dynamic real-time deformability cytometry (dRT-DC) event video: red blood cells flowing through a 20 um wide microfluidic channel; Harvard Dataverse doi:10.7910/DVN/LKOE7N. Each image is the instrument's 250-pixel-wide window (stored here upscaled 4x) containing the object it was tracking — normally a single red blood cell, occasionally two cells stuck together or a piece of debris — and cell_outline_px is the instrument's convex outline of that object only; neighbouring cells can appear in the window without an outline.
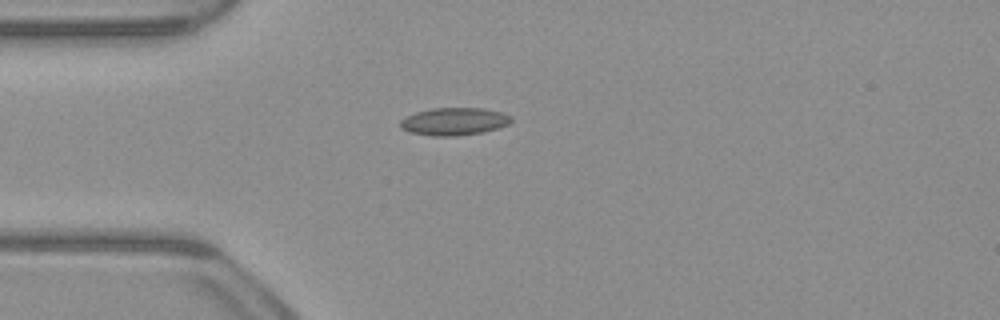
{"species": "common noctule bat (a hibernating species)", "species_latin": "Nyctalus noctula", "temperature_condition": "warm", "stored_images_in_passage": 39, "camera_frame_rate_fps": 3000, "um_per_image_px": 0.085, "animal": {"sex": "male", "body_mass_g": 23.1, "forearm_length_mm": 52.7}, "frame": {"image": 1, "passage_image": 1, "time_ms": 0.0, "image_size_px": [1000, 320], "cell_outline_px": [[512, 120], [508, 124], [484, 132], [456, 136], [432, 136], [408, 132], [400, 128], [400, 120], [416, 112], [432, 108], [480, 108], [500, 112], [512, 116]], "centroid_in_image_um": [38.57, 10.33], "position_along_channel_um": 46.4, "area_um2": 17.8}}
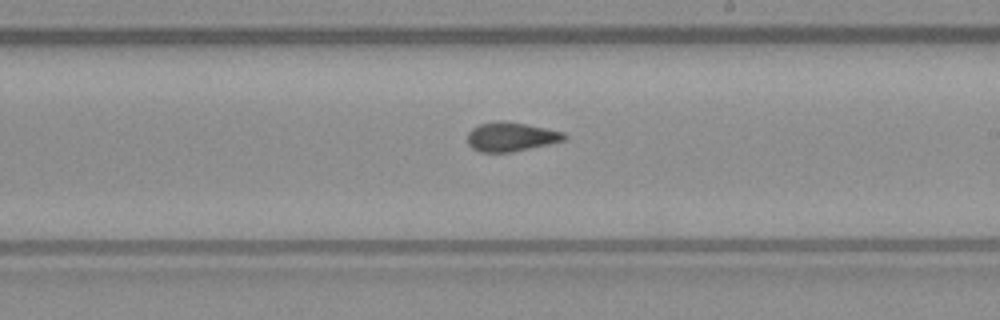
{"frame": {"image": 2, "passage_image": 17, "time_ms": 5.333, "image_size_px": [1000, 320], "cell_outline_px": [[568, 136], [564, 140], [548, 144], [512, 152], [480, 152], [472, 148], [468, 144], [468, 132], [472, 128], [480, 124], [500, 120], [504, 120], [564, 132]], "centroid_in_image_um": [43.41, 11.63], "position_along_channel_um": 245.6, "area_um2": 16.3}}
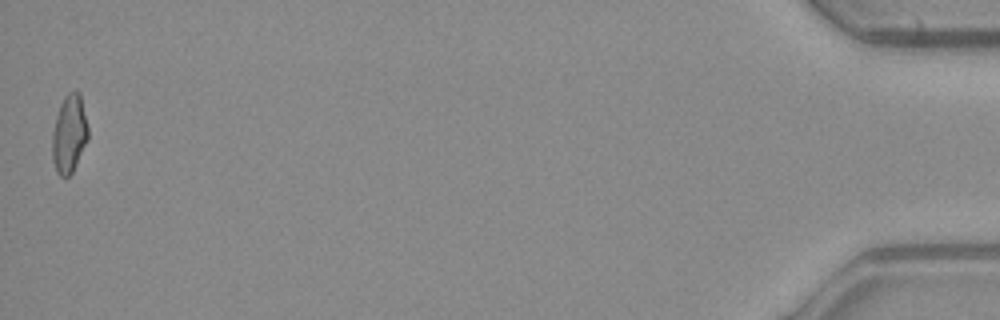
{"frame": {"image": 3, "passage_image": 39, "time_ms": 12.667, "image_size_px": [1000, 320], "cell_outline_px": [[88, 140], [72, 172], [68, 176], [60, 176], [56, 172], [52, 160], [52, 132], [56, 116], [60, 104], [64, 96], [68, 92], [76, 88], [80, 92], [88, 128]], "centroid_in_image_um": [5.88, 11.34], "position_along_channel_um": 429.3, "area_um2": 16.53}, "authors_computed_cell_mechanics": {"area_um2": 16.3574, "velocity_mm_per_s": 3.9601, "shape_relaxation_time_tau1_ms": 4.5018, "shape_relaxation_time_tau2_ms": 1.4308, "deformation_change_tau1": 0.1238, "deformation_change_tau2": 0.0759}}